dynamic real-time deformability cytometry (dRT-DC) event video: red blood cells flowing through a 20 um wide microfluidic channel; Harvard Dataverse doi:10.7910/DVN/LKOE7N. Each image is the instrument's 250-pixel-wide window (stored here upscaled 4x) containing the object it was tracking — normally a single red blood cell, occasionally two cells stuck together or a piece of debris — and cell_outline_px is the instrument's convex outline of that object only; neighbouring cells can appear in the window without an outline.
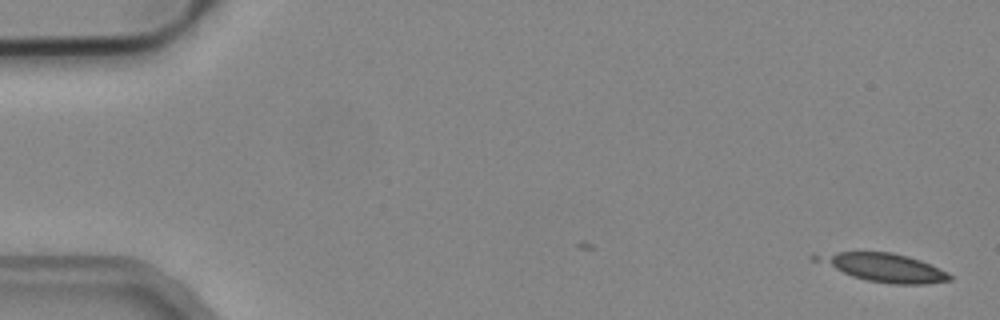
{"species": "common noctule bat (a hibernating species)", "species_latin": "Nyctalus noctula", "temperature_condition": "cold", "stored_images_in_passage": 10, "camera_frame_rate_fps": 3000, "um_per_image_px": 0.085, "animal": {"sex": "male", "body_mass_g": 19.2, "forearm_length_mm": 51.8}, "frame": {"image": 1, "passage_image": 1, "time_ms": 0.0, "image_size_px": [1000, 320], "cell_outline_px": [[952, 280], [928, 284], [892, 284], [868, 280], [852, 276], [812, 260], [808, 256], [836, 252], [892, 252], [908, 256], [920, 260], [948, 272], [952, 276]], "centroid_in_image_um": [75.12, 22.73], "position_along_channel_um": 9.9, "area_um2": 21.91}}